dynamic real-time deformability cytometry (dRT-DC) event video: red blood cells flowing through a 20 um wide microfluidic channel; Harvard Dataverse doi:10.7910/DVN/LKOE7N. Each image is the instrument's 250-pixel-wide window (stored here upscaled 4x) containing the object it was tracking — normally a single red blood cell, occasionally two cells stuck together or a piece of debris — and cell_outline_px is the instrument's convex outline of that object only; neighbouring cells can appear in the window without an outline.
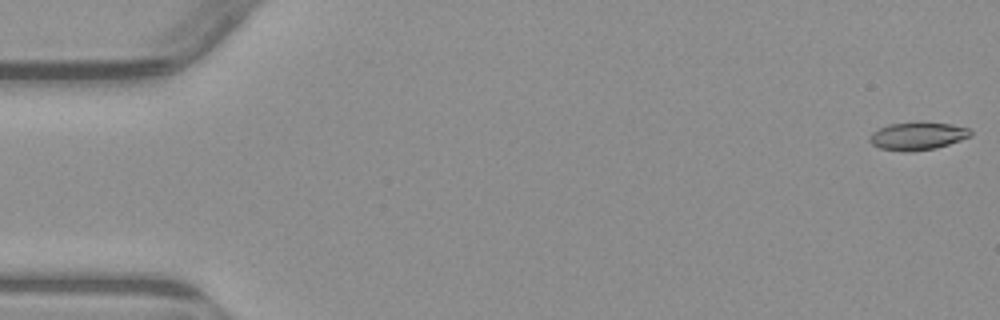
{"species": "common noctule bat (a hibernating species)", "species_latin": "Nyctalus noctula", "temperature_condition": "warm", "stored_images_in_passage": 5, "segment_of_instrument_passage": [1, 2], "camera_frame_rate_fps": 3000, "um_per_image_px": 0.085, "animal": {"sex": "male", "body_mass_g": 23.1, "forearm_length_mm": 52.7}, "frame": {"image": 1, "passage_image": 1, "time_ms": 0.0, "image_size_px": [1000, 320], "cell_outline_px": [[972, 136], [936, 148], [904, 152], [880, 148], [872, 144], [868, 140], [868, 136], [872, 132], [888, 124], [916, 120], [952, 124], [968, 128], [972, 132]], "centroid_in_image_um": [77.97, 11.53], "position_along_channel_um": 7.0, "area_um2": 16.76}}
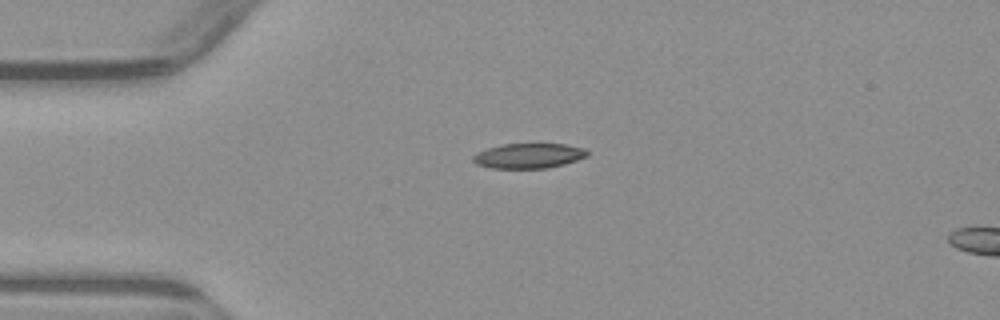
{"frame": {"image": 2, "passage_image": 4, "time_ms": 4.0, "image_size_px": [1000, 320], "cell_outline_px": [[588, 156], [564, 164], [548, 168], [488, 168], [476, 164], [472, 160], [472, 156], [476, 152], [488, 148], [504, 144], [568, 144], [584, 148], [588, 152]], "centroid_in_image_um": [44.92, 13.24], "position_along_channel_um": 40.1, "area_um2": 16.7}}